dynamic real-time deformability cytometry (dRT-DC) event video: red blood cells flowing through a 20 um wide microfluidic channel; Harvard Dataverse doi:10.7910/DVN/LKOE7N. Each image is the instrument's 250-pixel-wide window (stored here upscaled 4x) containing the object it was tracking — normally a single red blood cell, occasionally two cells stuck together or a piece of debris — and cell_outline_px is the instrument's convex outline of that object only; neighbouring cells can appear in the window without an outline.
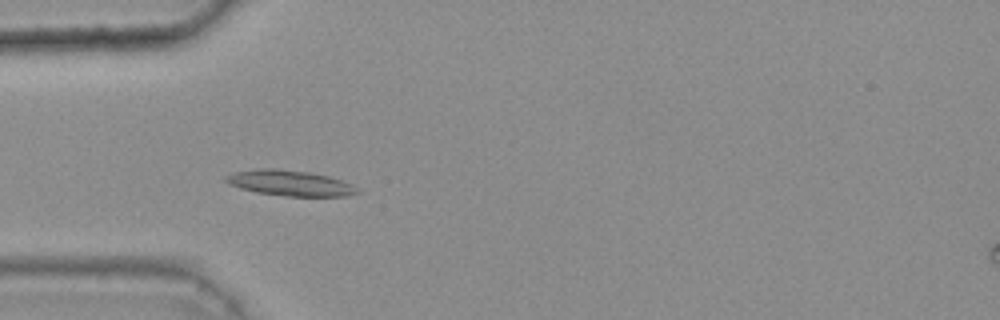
{"species": "common noctule bat (a hibernating species)", "species_latin": "Nyctalus noctula", "temperature_condition": "warm", "stored_images_in_passage": 39, "camera_frame_rate_fps": 3000, "um_per_image_px": 0.085, "animal": {"sex": "female", "body_mass_g": 25.1}, "frame": {"image": 1, "passage_image": 10, "time_ms": 3.0, "image_size_px": [1000, 320], "cell_outline_px": [[360, 192], [348, 196], [288, 196], [256, 192], [240, 188], [228, 184], [224, 180], [224, 176], [232, 172], [256, 168], [276, 168], [308, 172], [328, 176], [352, 184]], "centroid_in_image_um": [24.59, 15.55], "position_along_channel_um": 60.4, "area_um2": 19.65}}
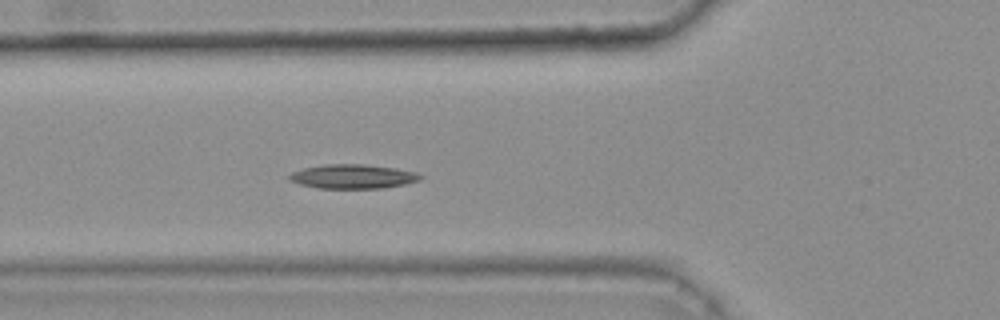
{"frame": {"image": 2, "passage_image": 13, "time_ms": 4.0, "image_size_px": [1000, 320], "cell_outline_px": [[424, 176], [420, 180], [404, 184], [384, 188], [316, 188], [300, 184], [288, 180], [288, 176], [292, 172], [304, 168], [324, 164], [364, 164], [396, 168], [416, 172]], "centroid_in_image_um": [29.99, 15.0], "position_along_channel_um": 95.8, "area_um2": 18.55}}
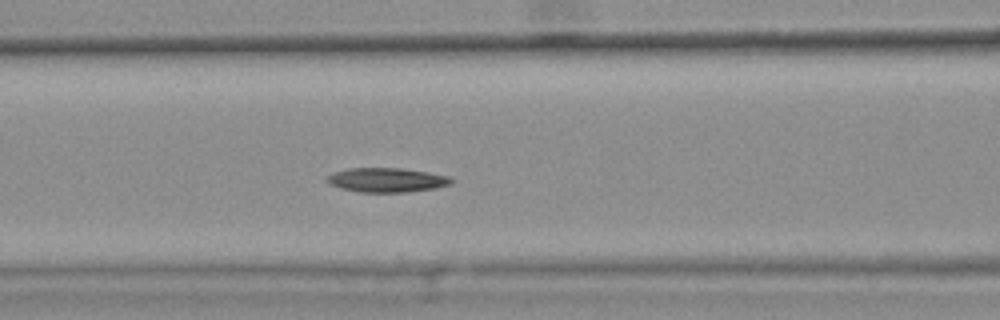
{"frame": {"image": 3, "passage_image": 16, "time_ms": 5.0, "image_size_px": [1000, 320], "cell_outline_px": [[452, 184], [436, 188], [408, 192], [360, 192], [340, 188], [328, 184], [324, 180], [332, 172], [348, 168], [400, 168], [428, 172], [448, 176], [452, 180]], "centroid_in_image_um": [32.83, 15.3], "position_along_channel_um": 133.8, "area_um2": 17.74}}